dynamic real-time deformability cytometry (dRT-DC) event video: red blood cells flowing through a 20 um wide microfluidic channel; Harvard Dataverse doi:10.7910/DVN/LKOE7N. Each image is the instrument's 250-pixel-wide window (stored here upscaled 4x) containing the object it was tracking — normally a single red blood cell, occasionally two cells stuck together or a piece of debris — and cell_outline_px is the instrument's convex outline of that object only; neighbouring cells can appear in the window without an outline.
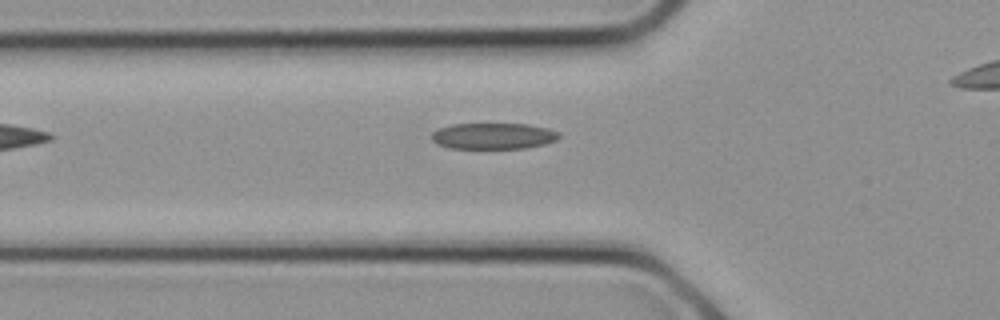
{"species": "common noctule bat (a hibernating species)", "species_latin": "Nyctalus noctula", "temperature_condition": "cold", "stored_images_in_passage": 9, "camera_frame_rate_fps": 3000, "um_per_image_px": 0.085, "animal": {"sex": "female", "body_mass_g": 21.9}, "frame": {"image": 1, "passage_image": 9, "time_ms": 2.667, "image_size_px": [1000, 320], "cell_outline_px": [[560, 136], [556, 140], [544, 144], [528, 148], [448, 148], [436, 144], [432, 140], [432, 132], [440, 128], [452, 124], [528, 124], [548, 128], [560, 132]], "centroid_in_image_um": [41.94, 11.56], "position_along_channel_um": 83.9, "area_um2": 19.48}}